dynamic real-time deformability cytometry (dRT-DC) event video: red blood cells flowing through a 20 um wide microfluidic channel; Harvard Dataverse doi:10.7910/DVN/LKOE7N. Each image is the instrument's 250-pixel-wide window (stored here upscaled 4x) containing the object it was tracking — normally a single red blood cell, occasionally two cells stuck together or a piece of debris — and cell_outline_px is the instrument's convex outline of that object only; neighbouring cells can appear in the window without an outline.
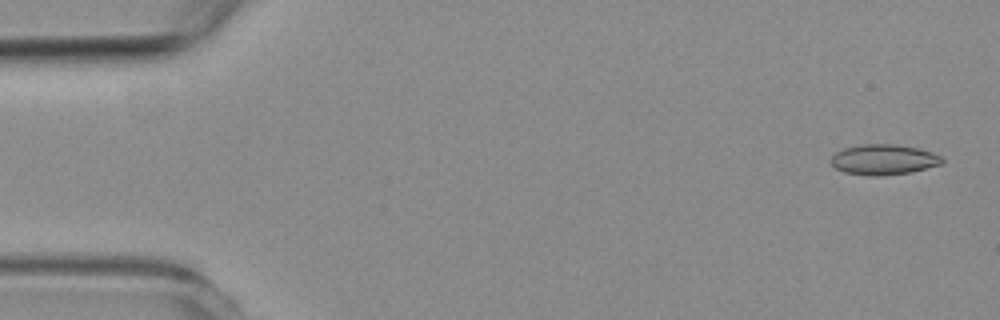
{"species": "common noctule bat (a hibernating species)", "species_latin": "Nyctalus noctula", "temperature_condition": "room temperature", "stored_images_in_passage": 5, "segment_of_instrument_passage": [1, 2], "camera_frame_rate_fps": 3000, "um_per_image_px": 0.085, "animal": {"sex": "female", "body_mass_g": 19.3, "forearm_length_mm": 54.1}, "frame": {"image": 1, "passage_image": 1, "time_ms": 0.0, "image_size_px": [1000, 320], "cell_outline_px": [[944, 164], [912, 172], [880, 176], [868, 176], [844, 172], [836, 168], [828, 160], [836, 152], [844, 148], [864, 144], [896, 144], [920, 148], [932, 152], [940, 156], [944, 160]], "centroid_in_image_um": [75.13, 13.57], "position_along_channel_um": 9.9, "area_um2": 19.94}}
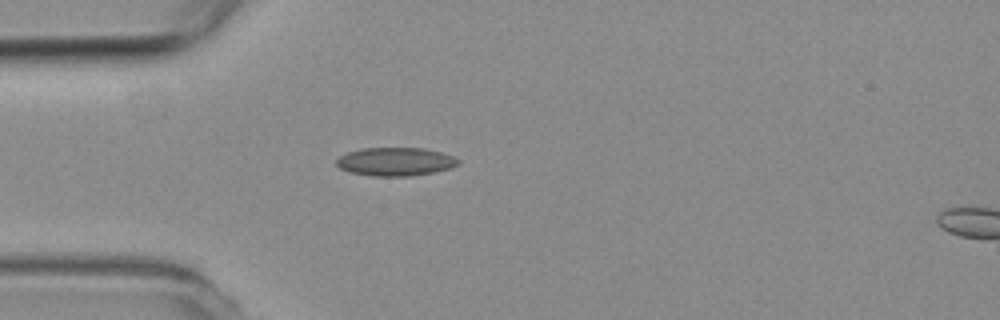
{"frame": {"image": 2, "passage_image": 4, "time_ms": 4.333, "image_size_px": [1000, 320], "cell_outline_px": [[460, 164], [448, 168], [432, 172], [408, 176], [372, 176], [348, 172], [340, 168], [336, 164], [336, 160], [340, 156], [348, 152], [364, 148], [424, 148], [440, 152], [452, 156], [460, 160]], "centroid_in_image_um": [33.58, 13.74], "position_along_channel_um": 51.4, "area_um2": 20.0}}